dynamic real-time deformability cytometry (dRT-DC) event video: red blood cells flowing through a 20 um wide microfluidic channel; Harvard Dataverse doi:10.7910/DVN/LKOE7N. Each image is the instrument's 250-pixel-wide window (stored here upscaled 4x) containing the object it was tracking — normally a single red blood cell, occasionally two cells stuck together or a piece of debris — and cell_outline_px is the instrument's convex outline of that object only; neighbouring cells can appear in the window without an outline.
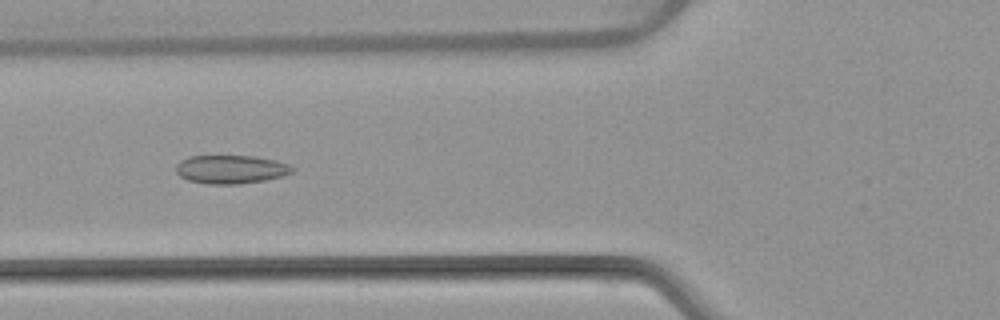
{"species": "common noctule bat (a hibernating species)", "species_latin": "Nyctalus noctula", "temperature_condition": "warm", "stored_images_in_passage": 6, "camera_frame_rate_fps": 3000, "um_per_image_px": 0.085, "animal": {"sex": "female", "body_mass_g": 22.7, "forearm_length_mm": 54.2}, "frame": {"image": 1, "passage_image": 5, "time_ms": 5.667, "image_size_px": [1000, 320], "cell_outline_px": [[296, 168], [292, 172], [280, 176], [264, 180], [240, 184], [208, 184], [188, 180], [180, 176], [176, 172], [176, 164], [180, 160], [188, 156], [256, 156], [276, 160], [288, 164]], "centroid_in_image_um": [19.61, 14.39], "position_along_channel_um": 106.2, "area_um2": 19.36}}
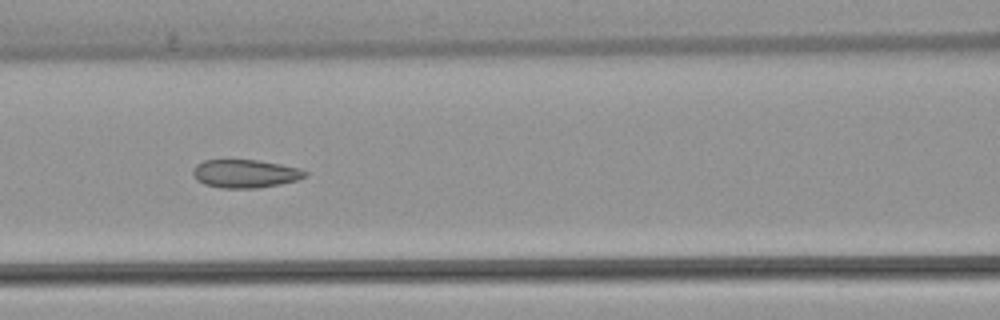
{"frame": {"image": 2, "passage_image": 6, "time_ms": 6.667, "image_size_px": [1000, 320], "cell_outline_px": [[308, 176], [296, 180], [280, 184], [260, 188], [220, 188], [204, 184], [196, 180], [192, 172], [192, 168], [196, 164], [204, 160], [256, 160], [280, 164], [300, 168], [308, 172]], "centroid_in_image_um": [20.83, 14.76], "position_along_channel_um": 145.8, "area_um2": 18.61}}